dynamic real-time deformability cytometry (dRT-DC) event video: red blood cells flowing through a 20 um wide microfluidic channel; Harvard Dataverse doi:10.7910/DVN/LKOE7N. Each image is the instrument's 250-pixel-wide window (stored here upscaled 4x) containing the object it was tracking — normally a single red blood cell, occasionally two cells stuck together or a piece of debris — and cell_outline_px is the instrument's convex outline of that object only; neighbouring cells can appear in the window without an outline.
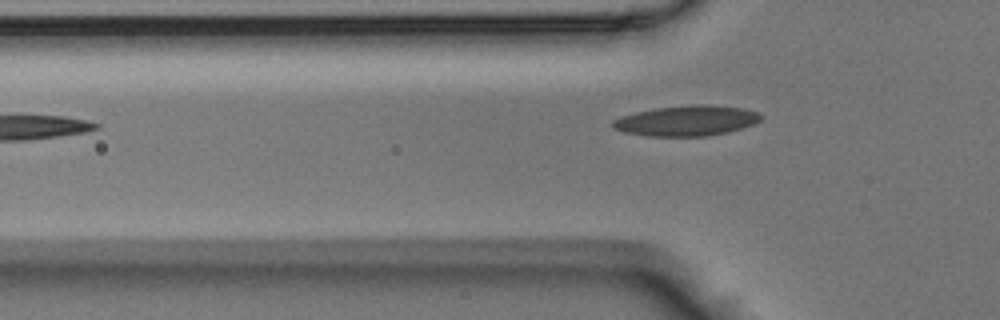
{"species": "Egyptian fruit bat (a non-hibernating species)", "species_latin": "Rousettus aegyptiacus", "temperature_condition": "room temperature", "stored_images_in_passage": 5, "camera_frame_rate_fps": 3000, "um_per_image_px": 0.085, "animal": {"sex": "male"}, "frame": {"image": 1, "passage_image": 5, "time_ms": 1.333, "image_size_px": [1000, 320], "cell_outline_px": [[764, 116], [760, 120], [752, 124], [728, 132], [708, 136], [648, 136], [624, 132], [612, 128], [612, 120], [620, 116], [636, 112], [656, 108], [696, 104], [708, 104], [744, 108], [760, 112]], "centroid_in_image_um": [58.37, 10.25], "position_along_channel_um": 67.4, "area_um2": 26.36}}